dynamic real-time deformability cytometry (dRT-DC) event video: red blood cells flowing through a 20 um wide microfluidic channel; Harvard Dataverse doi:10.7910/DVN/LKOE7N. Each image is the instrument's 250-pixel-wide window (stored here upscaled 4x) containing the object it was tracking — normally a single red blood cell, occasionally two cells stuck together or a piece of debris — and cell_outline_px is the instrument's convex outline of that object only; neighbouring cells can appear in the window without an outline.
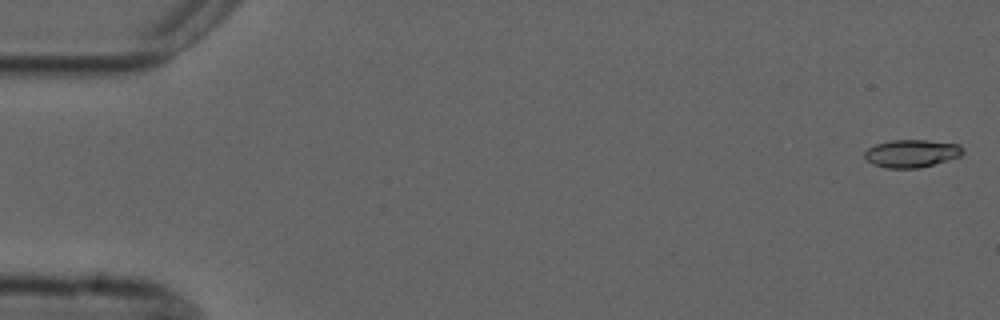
{"species": "common noctule bat (a hibernating species)", "species_latin": "Nyctalus noctula", "temperature_condition": "cold", "stored_images_in_passage": 5, "camera_frame_rate_fps": 3000, "um_per_image_px": 0.085, "animal": {"sex": "male", "forearm_length_mm": 52.5}, "frame": {"image": 1, "passage_image": 1, "time_ms": 0.0, "image_size_px": [1000, 320], "cell_outline_px": [[964, 152], [960, 156], [920, 168], [884, 168], [872, 164], [864, 156], [864, 152], [868, 148], [876, 144], [892, 140], [928, 140], [960, 144], [964, 148]], "centroid_in_image_um": [77.5, 13.04], "position_along_channel_um": 7.5, "area_um2": 15.95}}
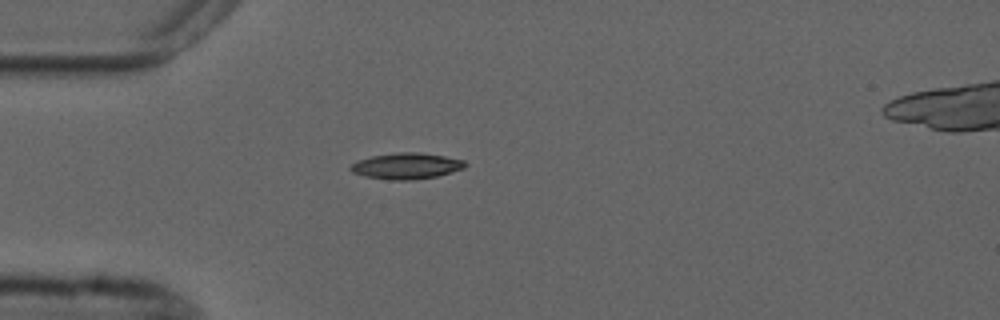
{"frame": {"image": 2, "passage_image": 5, "time_ms": 4.667, "image_size_px": [1000, 320], "cell_outline_px": [[468, 164], [464, 168], [436, 176], [412, 180], [388, 180], [364, 176], [352, 172], [348, 168], [356, 160], [372, 156], [396, 152], [420, 152], [444, 156], [464, 160]], "centroid_in_image_um": [34.52, 14.1], "position_along_channel_um": 50.5, "area_um2": 17.51}}